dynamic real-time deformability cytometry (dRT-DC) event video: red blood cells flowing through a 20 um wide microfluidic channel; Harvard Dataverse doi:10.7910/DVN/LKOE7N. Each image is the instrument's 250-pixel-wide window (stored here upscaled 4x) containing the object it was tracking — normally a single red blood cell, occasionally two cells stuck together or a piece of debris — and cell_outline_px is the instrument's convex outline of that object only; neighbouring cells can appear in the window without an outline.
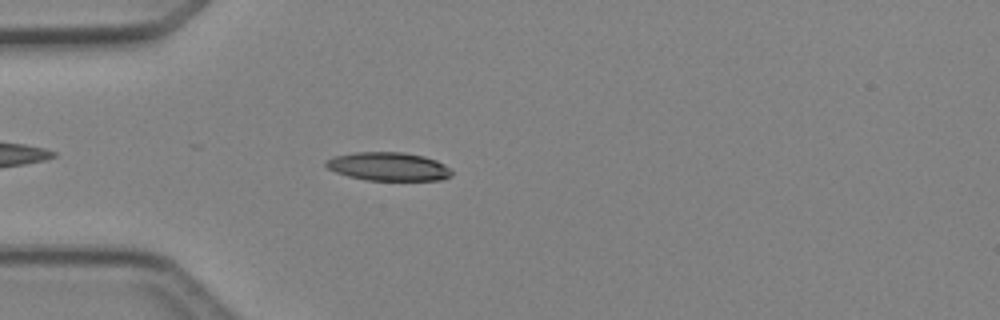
{"species": "Egyptian fruit bat (a non-hibernating species)", "species_latin": "Rousettus aegyptiacus", "temperature_condition": "cold", "stored_images_in_passage": 39, "camera_frame_rate_fps": 3000, "um_per_image_px": 0.085, "animal": {"sex": "female"}, "frame": {"image": 1, "passage_image": 5, "time_ms": 1.333, "image_size_px": [1000, 320], "cell_outline_px": [[452, 176], [444, 180], [364, 180], [348, 176], [336, 172], [328, 168], [324, 164], [324, 160], [332, 156], [352, 152], [404, 152], [424, 156], [436, 160], [444, 164], [452, 172]], "centroid_in_image_um": [32.99, 14.15], "position_along_channel_um": 52.0, "area_um2": 21.1}}
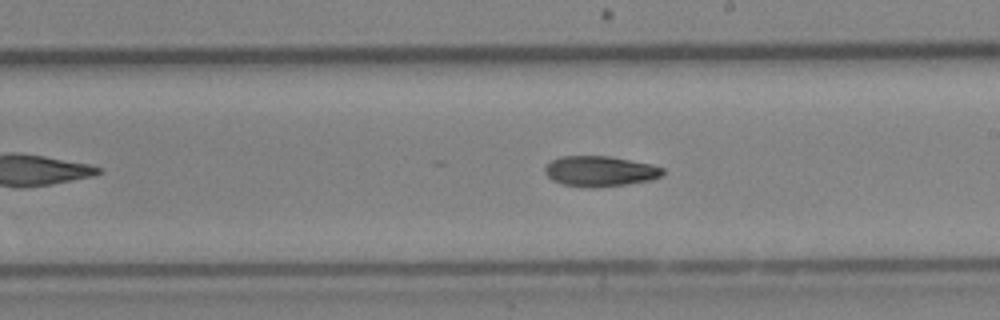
{"frame": {"image": 2, "passage_image": 19, "time_ms": 6.0, "image_size_px": [1000, 320], "cell_outline_px": [[664, 172], [660, 176], [652, 180], [624, 184], [564, 184], [552, 180], [544, 172], [544, 168], [552, 160], [560, 156], [612, 156], [652, 164], [664, 168]], "centroid_in_image_um": [51.04, 14.49], "position_along_channel_um": 238.0, "area_um2": 20.0}}
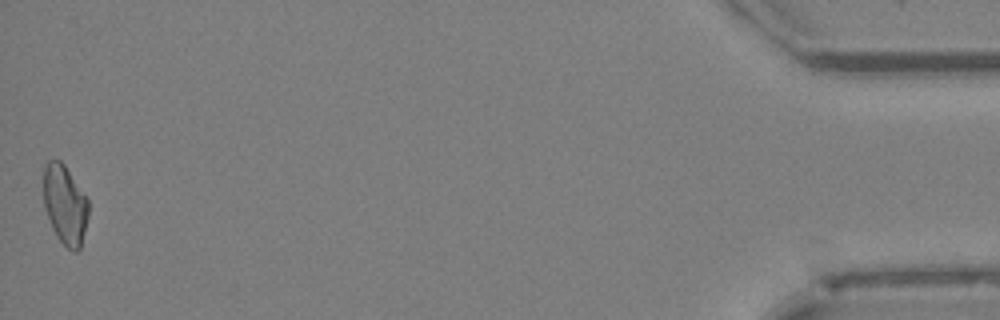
{"frame": {"image": 3, "passage_image": 39, "time_ms": 12.667, "image_size_px": [1000, 320], "cell_outline_px": [[88, 216], [80, 248], [76, 252], [72, 252], [56, 236], [52, 228], [44, 208], [44, 164], [48, 160], [60, 160], [64, 164], [88, 200]], "centroid_in_image_um": [5.51, 17.4], "position_along_channel_um": 429.7, "area_um2": 20.63}, "authors_computed_cell_mechanics": {"area_um2": 20.8658, "velocity_mm_per_s": 4.2605, "shape_relaxation_time_tau1_ms": 7.7606, "shape_relaxation_time_tau2_ms": null, "deformation_change_tau1": 0.1434, "deformation_change_tau2": null}}